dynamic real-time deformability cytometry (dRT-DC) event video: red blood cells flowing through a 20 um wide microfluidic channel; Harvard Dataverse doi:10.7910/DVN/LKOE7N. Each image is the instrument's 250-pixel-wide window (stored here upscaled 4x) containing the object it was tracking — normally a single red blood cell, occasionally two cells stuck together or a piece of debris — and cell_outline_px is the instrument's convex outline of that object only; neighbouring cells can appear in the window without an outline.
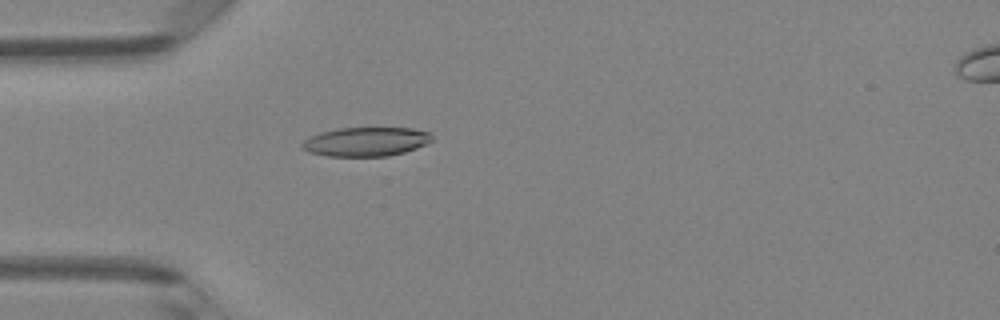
{"species": "Egyptian fruit bat (a non-hibernating species)", "species_latin": "Rousettus aegyptiacus", "temperature_condition": "room temperature", "stored_images_in_passage": 1, "camera_frame_rate_fps": 3000, "um_per_image_px": 0.085, "animal": {"sex": "female"}, "frame": {"image": 1, "passage_image": 1, "time_ms": 0.0, "image_size_px": [1000, 320], "cell_outline_px": [[432, 140], [416, 148], [404, 152], [388, 156], [328, 156], [308, 152], [300, 148], [300, 144], [304, 140], [320, 132], [336, 128], [412, 128], [432, 132]], "centroid_in_image_um": [31.08, 12.04], "position_along_channel_um": 53.9, "area_um2": 22.08}}